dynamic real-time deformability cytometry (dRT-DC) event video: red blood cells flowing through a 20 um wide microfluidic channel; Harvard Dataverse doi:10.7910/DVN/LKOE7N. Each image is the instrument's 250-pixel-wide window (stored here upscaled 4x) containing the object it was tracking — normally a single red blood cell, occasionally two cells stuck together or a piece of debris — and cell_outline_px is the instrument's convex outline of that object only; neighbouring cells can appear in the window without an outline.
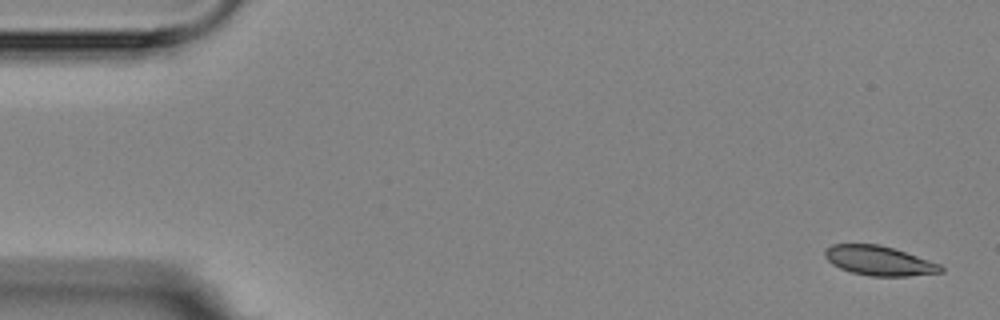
{"species": "Egyptian fruit bat (a non-hibernating species)", "species_latin": "Rousettus aegyptiacus", "temperature_condition": "room temperature", "stored_images_in_passage": 5, "camera_frame_rate_fps": 3000, "um_per_image_px": 0.085, "animal": {"sex": "female"}, "frame": {"image": 1, "passage_image": 1, "time_ms": 0.0, "image_size_px": [1000, 320], "cell_outline_px": [[944, 272], [908, 276], [868, 276], [852, 272], [840, 268], [832, 264], [824, 256], [824, 252], [832, 244], [880, 244], [940, 264], [944, 268]], "centroid_in_image_um": [74.72, 22.17], "position_along_channel_um": 10.3, "area_um2": 19.77}}
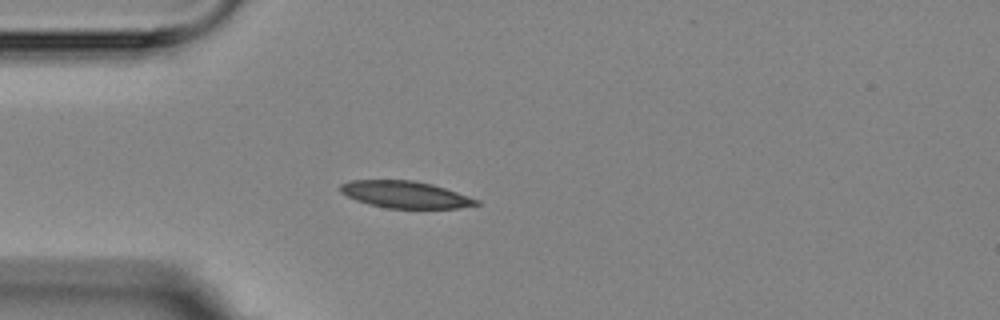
{"frame": {"image": 2, "passage_image": 4, "time_ms": 4.333, "image_size_px": [1000, 320], "cell_outline_px": [[480, 204], [460, 208], [388, 208], [368, 204], [356, 200], [340, 192], [340, 184], [348, 180], [412, 180], [432, 184], [480, 200]], "centroid_in_image_um": [34.43, 16.53], "position_along_channel_um": 50.6, "area_um2": 21.27}}